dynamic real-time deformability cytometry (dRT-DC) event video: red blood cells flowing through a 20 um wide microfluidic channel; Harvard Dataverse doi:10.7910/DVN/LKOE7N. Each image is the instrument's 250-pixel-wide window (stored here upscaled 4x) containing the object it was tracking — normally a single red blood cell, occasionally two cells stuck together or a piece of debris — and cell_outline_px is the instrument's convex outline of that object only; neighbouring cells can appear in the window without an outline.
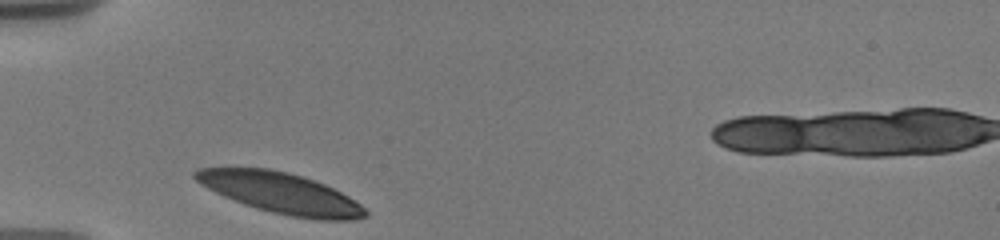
{"species": "human", "species_latin": "Homo sapiens", "temperature_condition": "warm", "stored_images_in_passage": 1, "camera_frame_rate_fps": 3000, "um_per_image_px": 0.085, "donor": {"sex": "male"}, "frame": {"image": 1, "passage_image": 1, "time_ms": 0.0, "image_size_px": [1000, 240], "cell_outline_px": [[368, 216], [356, 220], [316, 220], [292, 216], [272, 212], [256, 208], [244, 204], [224, 196], [200, 184], [192, 176], [192, 172], [200, 168], [268, 168], [288, 172], [324, 184], [348, 196], [360, 204], [368, 212]], "centroid_in_image_um": [23.87, 16.42], "position_along_channel_um": 61.1, "area_um2": 40.06}}